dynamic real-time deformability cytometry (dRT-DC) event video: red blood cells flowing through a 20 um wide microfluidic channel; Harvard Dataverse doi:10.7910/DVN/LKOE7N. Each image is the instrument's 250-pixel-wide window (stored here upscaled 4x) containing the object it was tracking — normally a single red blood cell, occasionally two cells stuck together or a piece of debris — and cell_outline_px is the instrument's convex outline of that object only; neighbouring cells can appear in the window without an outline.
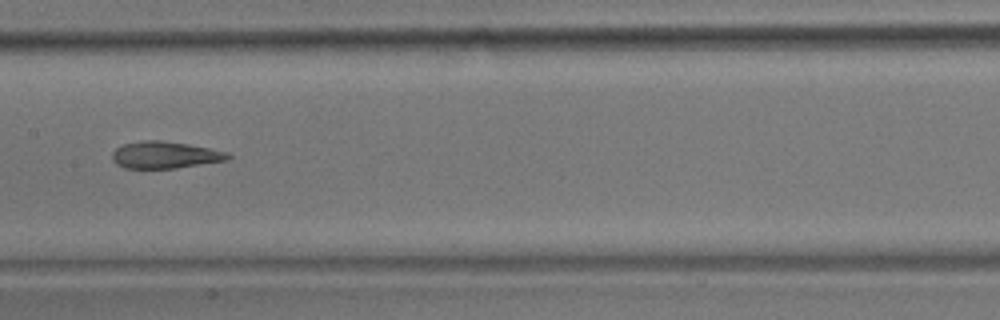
{"species": "common noctule bat (a hibernating species)", "species_latin": "Nyctalus noctula", "temperature_condition": "room temperature", "stored_images_in_passage": 9, "camera_frame_rate_fps": 3000, "um_per_image_px": 0.085, "animal": {"sex": "male", "body_mass_g": 17.9}, "frame": {"image": 1, "passage_image": 6, "time_ms": 5.667, "image_size_px": [1000, 320], "cell_outline_px": [[232, 156], [228, 160], [176, 168], [124, 168], [116, 164], [112, 160], [112, 152], [116, 148], [124, 144], [144, 140], [160, 140], [188, 144], [228, 152]], "centroid_in_image_um": [14.02, 13.17], "position_along_channel_um": 193.4, "area_um2": 18.15}}
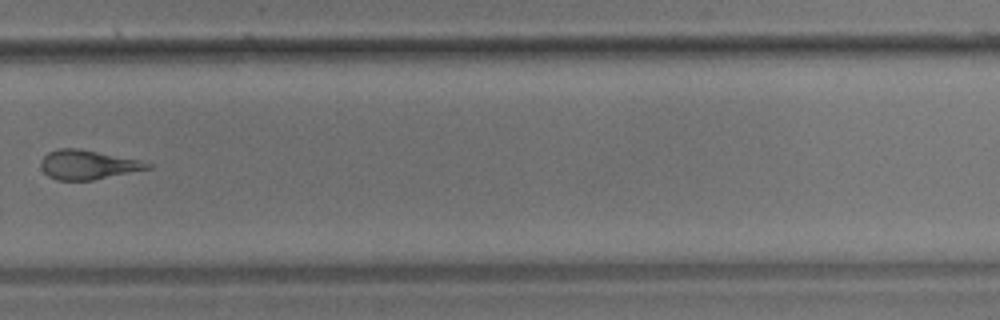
{"frame": {"image": 2, "passage_image": 9, "time_ms": 9.333, "image_size_px": [1000, 320], "cell_outline_px": [[152, 168], [92, 180], [56, 180], [48, 176], [40, 168], [40, 160], [48, 152], [60, 148], [80, 148], [140, 160], [152, 164]], "centroid_in_image_um": [7.44, 13.99], "position_along_channel_um": 322.4, "area_um2": 18.26}}